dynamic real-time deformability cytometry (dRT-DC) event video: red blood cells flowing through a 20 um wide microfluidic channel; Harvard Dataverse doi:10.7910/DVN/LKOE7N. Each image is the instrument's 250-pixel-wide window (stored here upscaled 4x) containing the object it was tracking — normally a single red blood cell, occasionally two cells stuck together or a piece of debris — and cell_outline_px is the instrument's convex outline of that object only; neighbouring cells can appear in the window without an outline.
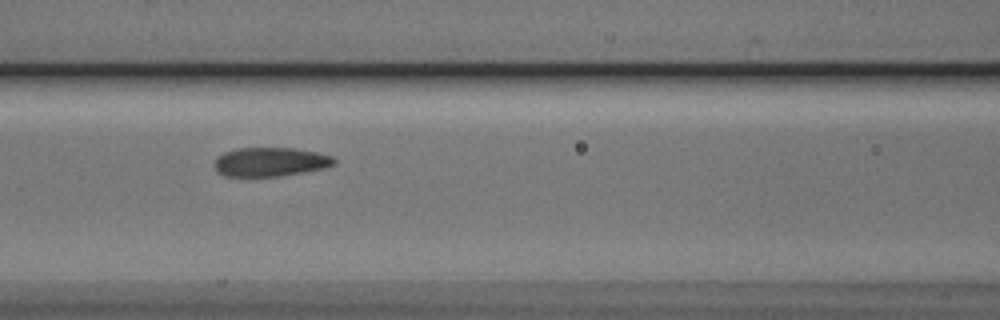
{"species": "Egyptian fruit bat (a non-hibernating species)", "species_latin": "Rousettus aegyptiacus", "temperature_condition": "cold", "stored_images_in_passage": 10, "camera_frame_rate_fps": 3000, "um_per_image_px": 0.085, "animal": {"sex": "male"}, "frame": {"image": 1, "passage_image": 6, "time_ms": 1.667, "image_size_px": [1000, 320], "cell_outline_px": [[336, 164], [324, 168], [304, 172], [280, 176], [224, 176], [216, 172], [216, 156], [224, 152], [236, 148], [296, 148], [316, 152], [332, 156], [336, 160]], "centroid_in_image_um": [22.98, 13.76], "position_along_channel_um": 143.6, "area_um2": 20.29}}
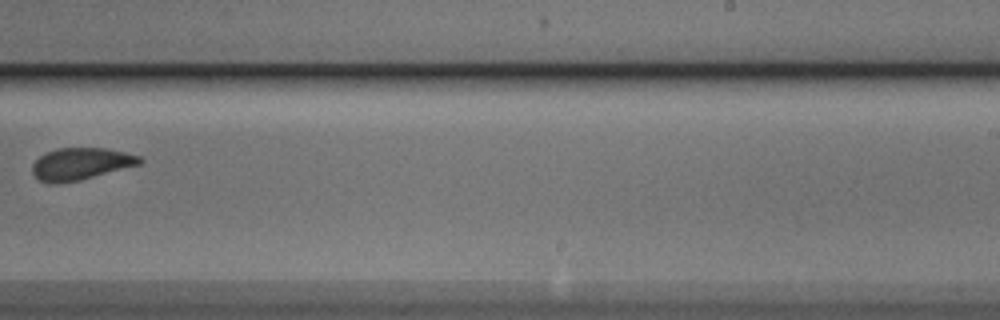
{"frame": {"image": 2, "passage_image": 9, "time_ms": 2.667, "image_size_px": [1000, 320], "cell_outline_px": [[144, 160], [140, 164], [80, 180], [56, 184], [52, 184], [40, 180], [32, 172], [32, 164], [40, 156], [56, 148], [104, 148], [124, 152], [140, 156]], "centroid_in_image_um": [6.86, 13.93], "position_along_channel_um": 282.1, "area_um2": 19.88}}
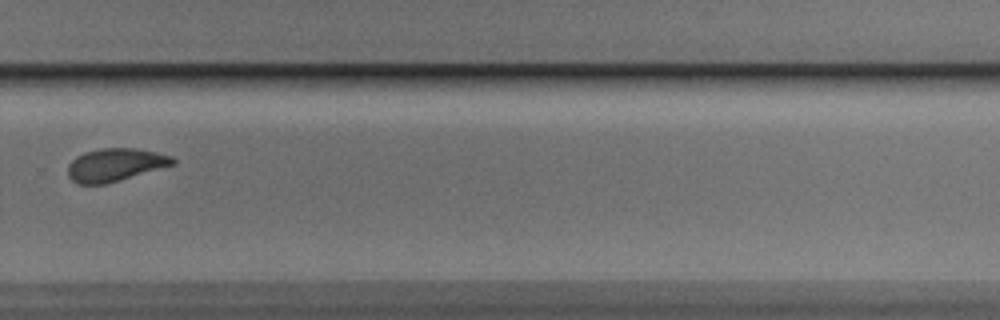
{"frame": {"image": 3, "passage_image": 10, "time_ms": 3.0, "image_size_px": [1000, 320], "cell_outline_px": [[176, 164], [104, 184], [76, 184], [68, 176], [68, 164], [76, 156], [84, 152], [100, 148], [136, 148], [156, 152], [172, 156], [176, 160]], "centroid_in_image_um": [9.78, 14.0], "position_along_channel_um": 320.0, "area_um2": 20.11}}